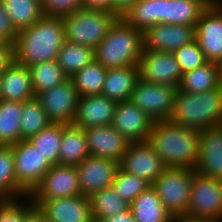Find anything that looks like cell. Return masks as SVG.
I'll use <instances>...</instances> for the list:
<instances>
[{
  "label": "cell",
  "instance_id": "6da1fadb",
  "mask_svg": "<svg viewBox=\"0 0 222 222\" xmlns=\"http://www.w3.org/2000/svg\"><path fill=\"white\" fill-rule=\"evenodd\" d=\"M65 41L63 19L43 16L31 27L18 32L12 47L13 60L27 67L56 60Z\"/></svg>",
  "mask_w": 222,
  "mask_h": 222
},
{
  "label": "cell",
  "instance_id": "7a4b0ae2",
  "mask_svg": "<svg viewBox=\"0 0 222 222\" xmlns=\"http://www.w3.org/2000/svg\"><path fill=\"white\" fill-rule=\"evenodd\" d=\"M200 130L176 125L169 120L154 121L147 143L166 167L195 169L199 157Z\"/></svg>",
  "mask_w": 222,
  "mask_h": 222
},
{
  "label": "cell",
  "instance_id": "3957f363",
  "mask_svg": "<svg viewBox=\"0 0 222 222\" xmlns=\"http://www.w3.org/2000/svg\"><path fill=\"white\" fill-rule=\"evenodd\" d=\"M142 51L143 32L119 16L94 49V57L107 69L125 67L138 65Z\"/></svg>",
  "mask_w": 222,
  "mask_h": 222
},
{
  "label": "cell",
  "instance_id": "277c9868",
  "mask_svg": "<svg viewBox=\"0 0 222 222\" xmlns=\"http://www.w3.org/2000/svg\"><path fill=\"white\" fill-rule=\"evenodd\" d=\"M169 121L195 130L222 125V86L202 93L178 89Z\"/></svg>",
  "mask_w": 222,
  "mask_h": 222
},
{
  "label": "cell",
  "instance_id": "5b68a950",
  "mask_svg": "<svg viewBox=\"0 0 222 222\" xmlns=\"http://www.w3.org/2000/svg\"><path fill=\"white\" fill-rule=\"evenodd\" d=\"M118 16L101 10L79 9L63 17L68 42L95 49Z\"/></svg>",
  "mask_w": 222,
  "mask_h": 222
},
{
  "label": "cell",
  "instance_id": "8992f818",
  "mask_svg": "<svg viewBox=\"0 0 222 222\" xmlns=\"http://www.w3.org/2000/svg\"><path fill=\"white\" fill-rule=\"evenodd\" d=\"M195 172L187 167H166L152 184L161 203L177 222L187 214Z\"/></svg>",
  "mask_w": 222,
  "mask_h": 222
},
{
  "label": "cell",
  "instance_id": "52a82bcc",
  "mask_svg": "<svg viewBox=\"0 0 222 222\" xmlns=\"http://www.w3.org/2000/svg\"><path fill=\"white\" fill-rule=\"evenodd\" d=\"M222 219V180L195 172L188 211L183 219Z\"/></svg>",
  "mask_w": 222,
  "mask_h": 222
},
{
  "label": "cell",
  "instance_id": "ba28073f",
  "mask_svg": "<svg viewBox=\"0 0 222 222\" xmlns=\"http://www.w3.org/2000/svg\"><path fill=\"white\" fill-rule=\"evenodd\" d=\"M178 87L147 82L139 78L130 101L153 121L169 120Z\"/></svg>",
  "mask_w": 222,
  "mask_h": 222
},
{
  "label": "cell",
  "instance_id": "9c48e42d",
  "mask_svg": "<svg viewBox=\"0 0 222 222\" xmlns=\"http://www.w3.org/2000/svg\"><path fill=\"white\" fill-rule=\"evenodd\" d=\"M82 195L75 166L52 165L28 195L30 200H48Z\"/></svg>",
  "mask_w": 222,
  "mask_h": 222
},
{
  "label": "cell",
  "instance_id": "30bf717a",
  "mask_svg": "<svg viewBox=\"0 0 222 222\" xmlns=\"http://www.w3.org/2000/svg\"><path fill=\"white\" fill-rule=\"evenodd\" d=\"M11 147L17 183L30 194L52 165L29 140H20Z\"/></svg>",
  "mask_w": 222,
  "mask_h": 222
},
{
  "label": "cell",
  "instance_id": "8fae6325",
  "mask_svg": "<svg viewBox=\"0 0 222 222\" xmlns=\"http://www.w3.org/2000/svg\"><path fill=\"white\" fill-rule=\"evenodd\" d=\"M36 97L52 123L73 124L79 96L71 78Z\"/></svg>",
  "mask_w": 222,
  "mask_h": 222
},
{
  "label": "cell",
  "instance_id": "7c38bea8",
  "mask_svg": "<svg viewBox=\"0 0 222 222\" xmlns=\"http://www.w3.org/2000/svg\"><path fill=\"white\" fill-rule=\"evenodd\" d=\"M138 67L142 80L179 87L182 72L174 53L143 50Z\"/></svg>",
  "mask_w": 222,
  "mask_h": 222
},
{
  "label": "cell",
  "instance_id": "4fadbf2b",
  "mask_svg": "<svg viewBox=\"0 0 222 222\" xmlns=\"http://www.w3.org/2000/svg\"><path fill=\"white\" fill-rule=\"evenodd\" d=\"M119 168L152 185L166 169V165L146 141L130 143L119 162Z\"/></svg>",
  "mask_w": 222,
  "mask_h": 222
},
{
  "label": "cell",
  "instance_id": "5bb4252c",
  "mask_svg": "<svg viewBox=\"0 0 222 222\" xmlns=\"http://www.w3.org/2000/svg\"><path fill=\"white\" fill-rule=\"evenodd\" d=\"M195 40L208 62H222V10L211 4L195 27Z\"/></svg>",
  "mask_w": 222,
  "mask_h": 222
},
{
  "label": "cell",
  "instance_id": "9a60e30c",
  "mask_svg": "<svg viewBox=\"0 0 222 222\" xmlns=\"http://www.w3.org/2000/svg\"><path fill=\"white\" fill-rule=\"evenodd\" d=\"M75 167L81 193L89 197L97 191L112 186L119 162L89 155Z\"/></svg>",
  "mask_w": 222,
  "mask_h": 222
},
{
  "label": "cell",
  "instance_id": "2e32d148",
  "mask_svg": "<svg viewBox=\"0 0 222 222\" xmlns=\"http://www.w3.org/2000/svg\"><path fill=\"white\" fill-rule=\"evenodd\" d=\"M31 202L50 222H93L89 197L85 195Z\"/></svg>",
  "mask_w": 222,
  "mask_h": 222
},
{
  "label": "cell",
  "instance_id": "e0dca14e",
  "mask_svg": "<svg viewBox=\"0 0 222 222\" xmlns=\"http://www.w3.org/2000/svg\"><path fill=\"white\" fill-rule=\"evenodd\" d=\"M154 121L130 100L118 102L111 125L130 143L146 142Z\"/></svg>",
  "mask_w": 222,
  "mask_h": 222
},
{
  "label": "cell",
  "instance_id": "ac0fdd59",
  "mask_svg": "<svg viewBox=\"0 0 222 222\" xmlns=\"http://www.w3.org/2000/svg\"><path fill=\"white\" fill-rule=\"evenodd\" d=\"M194 39V26L159 23L143 32V50L174 53Z\"/></svg>",
  "mask_w": 222,
  "mask_h": 222
},
{
  "label": "cell",
  "instance_id": "d6986e66",
  "mask_svg": "<svg viewBox=\"0 0 222 222\" xmlns=\"http://www.w3.org/2000/svg\"><path fill=\"white\" fill-rule=\"evenodd\" d=\"M90 156L108 158L120 162L130 142L111 124L84 129Z\"/></svg>",
  "mask_w": 222,
  "mask_h": 222
},
{
  "label": "cell",
  "instance_id": "ffe728a7",
  "mask_svg": "<svg viewBox=\"0 0 222 222\" xmlns=\"http://www.w3.org/2000/svg\"><path fill=\"white\" fill-rule=\"evenodd\" d=\"M195 171L205 177L222 180V125L200 130Z\"/></svg>",
  "mask_w": 222,
  "mask_h": 222
},
{
  "label": "cell",
  "instance_id": "44dd1931",
  "mask_svg": "<svg viewBox=\"0 0 222 222\" xmlns=\"http://www.w3.org/2000/svg\"><path fill=\"white\" fill-rule=\"evenodd\" d=\"M118 102L103 95L79 97L73 124L83 129L110 125Z\"/></svg>",
  "mask_w": 222,
  "mask_h": 222
},
{
  "label": "cell",
  "instance_id": "7402d4cb",
  "mask_svg": "<svg viewBox=\"0 0 222 222\" xmlns=\"http://www.w3.org/2000/svg\"><path fill=\"white\" fill-rule=\"evenodd\" d=\"M33 97L29 67L12 60L0 74V99L24 102Z\"/></svg>",
  "mask_w": 222,
  "mask_h": 222
},
{
  "label": "cell",
  "instance_id": "603a6c76",
  "mask_svg": "<svg viewBox=\"0 0 222 222\" xmlns=\"http://www.w3.org/2000/svg\"><path fill=\"white\" fill-rule=\"evenodd\" d=\"M139 78L138 65L108 68L101 95L117 102L129 101Z\"/></svg>",
  "mask_w": 222,
  "mask_h": 222
},
{
  "label": "cell",
  "instance_id": "cb8c5ba5",
  "mask_svg": "<svg viewBox=\"0 0 222 222\" xmlns=\"http://www.w3.org/2000/svg\"><path fill=\"white\" fill-rule=\"evenodd\" d=\"M130 210L136 222H177L161 203L152 185L130 203Z\"/></svg>",
  "mask_w": 222,
  "mask_h": 222
},
{
  "label": "cell",
  "instance_id": "d4e9b609",
  "mask_svg": "<svg viewBox=\"0 0 222 222\" xmlns=\"http://www.w3.org/2000/svg\"><path fill=\"white\" fill-rule=\"evenodd\" d=\"M211 0H164V24L196 27Z\"/></svg>",
  "mask_w": 222,
  "mask_h": 222
},
{
  "label": "cell",
  "instance_id": "484cf974",
  "mask_svg": "<svg viewBox=\"0 0 222 222\" xmlns=\"http://www.w3.org/2000/svg\"><path fill=\"white\" fill-rule=\"evenodd\" d=\"M89 156L84 129L63 124L59 165L76 166Z\"/></svg>",
  "mask_w": 222,
  "mask_h": 222
},
{
  "label": "cell",
  "instance_id": "4316f807",
  "mask_svg": "<svg viewBox=\"0 0 222 222\" xmlns=\"http://www.w3.org/2000/svg\"><path fill=\"white\" fill-rule=\"evenodd\" d=\"M28 195L17 183L12 147L0 145V201L20 200Z\"/></svg>",
  "mask_w": 222,
  "mask_h": 222
},
{
  "label": "cell",
  "instance_id": "83f0119b",
  "mask_svg": "<svg viewBox=\"0 0 222 222\" xmlns=\"http://www.w3.org/2000/svg\"><path fill=\"white\" fill-rule=\"evenodd\" d=\"M220 86V66L207 62L201 67L182 74L178 89L189 93H202Z\"/></svg>",
  "mask_w": 222,
  "mask_h": 222
},
{
  "label": "cell",
  "instance_id": "f1b7e54d",
  "mask_svg": "<svg viewBox=\"0 0 222 222\" xmlns=\"http://www.w3.org/2000/svg\"><path fill=\"white\" fill-rule=\"evenodd\" d=\"M123 17L142 32L159 23L164 24V0H139Z\"/></svg>",
  "mask_w": 222,
  "mask_h": 222
},
{
  "label": "cell",
  "instance_id": "f546056e",
  "mask_svg": "<svg viewBox=\"0 0 222 222\" xmlns=\"http://www.w3.org/2000/svg\"><path fill=\"white\" fill-rule=\"evenodd\" d=\"M23 102L0 100V145L12 146L20 141Z\"/></svg>",
  "mask_w": 222,
  "mask_h": 222
},
{
  "label": "cell",
  "instance_id": "4dcf8cb0",
  "mask_svg": "<svg viewBox=\"0 0 222 222\" xmlns=\"http://www.w3.org/2000/svg\"><path fill=\"white\" fill-rule=\"evenodd\" d=\"M6 13L17 32L31 27L41 17V0H3Z\"/></svg>",
  "mask_w": 222,
  "mask_h": 222
},
{
  "label": "cell",
  "instance_id": "1f68e13d",
  "mask_svg": "<svg viewBox=\"0 0 222 222\" xmlns=\"http://www.w3.org/2000/svg\"><path fill=\"white\" fill-rule=\"evenodd\" d=\"M89 201L93 222H100L103 218L126 211L130 207V203L121 198L113 186L91 194Z\"/></svg>",
  "mask_w": 222,
  "mask_h": 222
},
{
  "label": "cell",
  "instance_id": "d6a6232c",
  "mask_svg": "<svg viewBox=\"0 0 222 222\" xmlns=\"http://www.w3.org/2000/svg\"><path fill=\"white\" fill-rule=\"evenodd\" d=\"M93 60H95L93 48L66 40L57 55L56 62L62 68L63 73L68 78H71Z\"/></svg>",
  "mask_w": 222,
  "mask_h": 222
},
{
  "label": "cell",
  "instance_id": "836d02e7",
  "mask_svg": "<svg viewBox=\"0 0 222 222\" xmlns=\"http://www.w3.org/2000/svg\"><path fill=\"white\" fill-rule=\"evenodd\" d=\"M51 123L36 96L24 101L20 124V140H29Z\"/></svg>",
  "mask_w": 222,
  "mask_h": 222
},
{
  "label": "cell",
  "instance_id": "e575fe53",
  "mask_svg": "<svg viewBox=\"0 0 222 222\" xmlns=\"http://www.w3.org/2000/svg\"><path fill=\"white\" fill-rule=\"evenodd\" d=\"M62 133L63 124L51 123L29 141L51 165H58Z\"/></svg>",
  "mask_w": 222,
  "mask_h": 222
},
{
  "label": "cell",
  "instance_id": "d590c367",
  "mask_svg": "<svg viewBox=\"0 0 222 222\" xmlns=\"http://www.w3.org/2000/svg\"><path fill=\"white\" fill-rule=\"evenodd\" d=\"M107 68L93 60L80 71L75 73L71 80L79 97L101 95Z\"/></svg>",
  "mask_w": 222,
  "mask_h": 222
},
{
  "label": "cell",
  "instance_id": "8d00e7d4",
  "mask_svg": "<svg viewBox=\"0 0 222 222\" xmlns=\"http://www.w3.org/2000/svg\"><path fill=\"white\" fill-rule=\"evenodd\" d=\"M29 70L35 96L45 90L52 89L68 78L56 60L34 64L29 66Z\"/></svg>",
  "mask_w": 222,
  "mask_h": 222
},
{
  "label": "cell",
  "instance_id": "74e56055",
  "mask_svg": "<svg viewBox=\"0 0 222 222\" xmlns=\"http://www.w3.org/2000/svg\"><path fill=\"white\" fill-rule=\"evenodd\" d=\"M112 186L121 198L131 203L141 192L151 186V184L143 178L128 174L118 168Z\"/></svg>",
  "mask_w": 222,
  "mask_h": 222
},
{
  "label": "cell",
  "instance_id": "f35d334b",
  "mask_svg": "<svg viewBox=\"0 0 222 222\" xmlns=\"http://www.w3.org/2000/svg\"><path fill=\"white\" fill-rule=\"evenodd\" d=\"M174 56L179 63L182 74L201 67L208 62L195 39L175 51Z\"/></svg>",
  "mask_w": 222,
  "mask_h": 222
},
{
  "label": "cell",
  "instance_id": "ab89813d",
  "mask_svg": "<svg viewBox=\"0 0 222 222\" xmlns=\"http://www.w3.org/2000/svg\"><path fill=\"white\" fill-rule=\"evenodd\" d=\"M42 11L48 17H66L83 8V0H42Z\"/></svg>",
  "mask_w": 222,
  "mask_h": 222
},
{
  "label": "cell",
  "instance_id": "60d3db41",
  "mask_svg": "<svg viewBox=\"0 0 222 222\" xmlns=\"http://www.w3.org/2000/svg\"><path fill=\"white\" fill-rule=\"evenodd\" d=\"M0 222H24V198L0 201Z\"/></svg>",
  "mask_w": 222,
  "mask_h": 222
},
{
  "label": "cell",
  "instance_id": "b9f144b4",
  "mask_svg": "<svg viewBox=\"0 0 222 222\" xmlns=\"http://www.w3.org/2000/svg\"><path fill=\"white\" fill-rule=\"evenodd\" d=\"M17 34L18 32L15 30L6 13L3 0H0V41H3L13 47Z\"/></svg>",
  "mask_w": 222,
  "mask_h": 222
},
{
  "label": "cell",
  "instance_id": "7bdbcfd3",
  "mask_svg": "<svg viewBox=\"0 0 222 222\" xmlns=\"http://www.w3.org/2000/svg\"><path fill=\"white\" fill-rule=\"evenodd\" d=\"M24 222H47L43 212L28 197L24 198Z\"/></svg>",
  "mask_w": 222,
  "mask_h": 222
},
{
  "label": "cell",
  "instance_id": "ee69618b",
  "mask_svg": "<svg viewBox=\"0 0 222 222\" xmlns=\"http://www.w3.org/2000/svg\"><path fill=\"white\" fill-rule=\"evenodd\" d=\"M83 8L114 13L113 0H83Z\"/></svg>",
  "mask_w": 222,
  "mask_h": 222
},
{
  "label": "cell",
  "instance_id": "f6af8a7d",
  "mask_svg": "<svg viewBox=\"0 0 222 222\" xmlns=\"http://www.w3.org/2000/svg\"><path fill=\"white\" fill-rule=\"evenodd\" d=\"M13 60L12 46L0 41V74L7 65Z\"/></svg>",
  "mask_w": 222,
  "mask_h": 222
},
{
  "label": "cell",
  "instance_id": "bcb514c9",
  "mask_svg": "<svg viewBox=\"0 0 222 222\" xmlns=\"http://www.w3.org/2000/svg\"><path fill=\"white\" fill-rule=\"evenodd\" d=\"M139 0H113L114 14L123 16Z\"/></svg>",
  "mask_w": 222,
  "mask_h": 222
},
{
  "label": "cell",
  "instance_id": "7dc6e473",
  "mask_svg": "<svg viewBox=\"0 0 222 222\" xmlns=\"http://www.w3.org/2000/svg\"><path fill=\"white\" fill-rule=\"evenodd\" d=\"M100 222H136L133 218L130 207L121 213L105 217Z\"/></svg>",
  "mask_w": 222,
  "mask_h": 222
},
{
  "label": "cell",
  "instance_id": "c3c4849f",
  "mask_svg": "<svg viewBox=\"0 0 222 222\" xmlns=\"http://www.w3.org/2000/svg\"><path fill=\"white\" fill-rule=\"evenodd\" d=\"M180 222H222V219H182Z\"/></svg>",
  "mask_w": 222,
  "mask_h": 222
},
{
  "label": "cell",
  "instance_id": "681fc988",
  "mask_svg": "<svg viewBox=\"0 0 222 222\" xmlns=\"http://www.w3.org/2000/svg\"><path fill=\"white\" fill-rule=\"evenodd\" d=\"M211 4L222 10V0H211Z\"/></svg>",
  "mask_w": 222,
  "mask_h": 222
},
{
  "label": "cell",
  "instance_id": "f907efd6",
  "mask_svg": "<svg viewBox=\"0 0 222 222\" xmlns=\"http://www.w3.org/2000/svg\"><path fill=\"white\" fill-rule=\"evenodd\" d=\"M220 66V85L222 86V62L219 64Z\"/></svg>",
  "mask_w": 222,
  "mask_h": 222
}]
</instances>
